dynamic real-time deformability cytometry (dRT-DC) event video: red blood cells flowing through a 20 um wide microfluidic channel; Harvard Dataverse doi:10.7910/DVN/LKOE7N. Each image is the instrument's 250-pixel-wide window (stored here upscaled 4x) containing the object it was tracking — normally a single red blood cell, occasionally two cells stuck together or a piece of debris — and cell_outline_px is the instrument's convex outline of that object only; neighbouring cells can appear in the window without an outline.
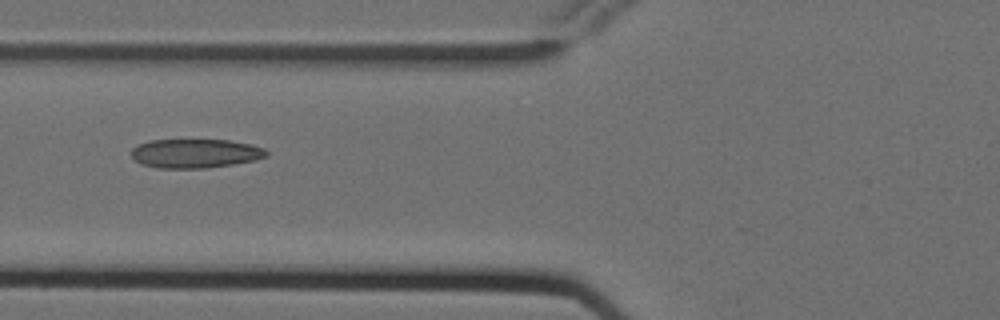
{"species": "Egyptian fruit bat (a non-hibernating species)", "species_latin": "Rousettus aegyptiacus", "temperature_condition": "cold", "stored_images_in_passage": 7, "camera_frame_rate_fps": 3000, "um_per_image_px": 0.085, "animal": {"sex": "female"}, "frame": {"image": 1, "passage_image": 6, "time_ms": 1.667, "image_size_px": [1000, 320], "cell_outline_px": [[268, 156], [256, 160], [208, 168], [156, 168], [140, 164], [132, 156], [132, 148], [140, 144], [152, 140], [228, 140], [252, 144], [264, 148], [268, 152]], "centroid_in_image_um": [16.63, 13.04], "position_along_channel_um": 109.2, "area_um2": 22.89}}
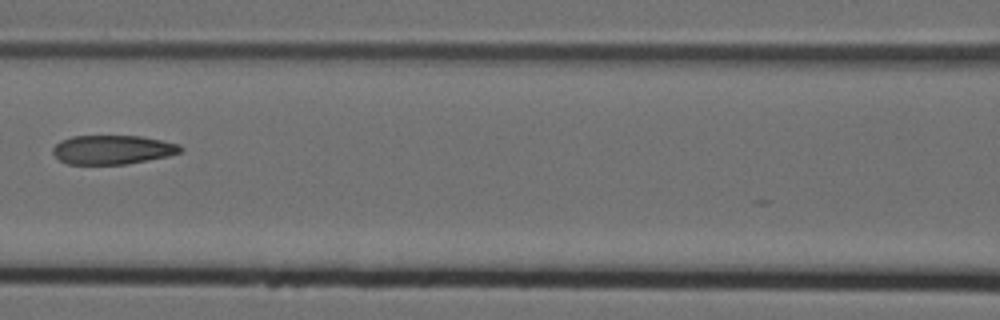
{"frame": {"image": 2, "passage_image": 7, "time_ms": 2.0, "image_size_px": [1000, 320], "cell_outline_px": [[184, 148], [180, 152], [168, 156], [128, 164], [68, 164], [60, 160], [52, 152], [52, 148], [60, 140], [72, 136], [140, 136], [180, 144]], "centroid_in_image_um": [9.56, 12.72], "position_along_channel_um": 157.0, "area_um2": 21.62}}